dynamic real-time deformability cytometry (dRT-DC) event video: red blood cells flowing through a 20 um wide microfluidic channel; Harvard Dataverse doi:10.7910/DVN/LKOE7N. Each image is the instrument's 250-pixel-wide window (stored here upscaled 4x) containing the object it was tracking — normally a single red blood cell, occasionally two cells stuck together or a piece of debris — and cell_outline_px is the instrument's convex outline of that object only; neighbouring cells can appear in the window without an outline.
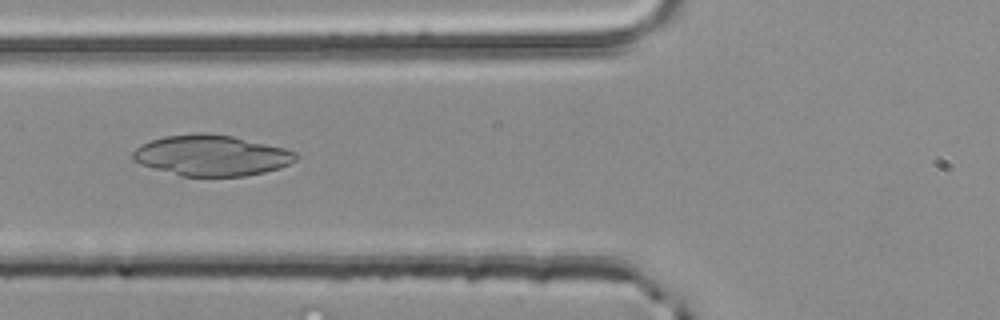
{"species": "common noctule bat (a hibernating species)", "species_latin": "Nyctalus noctula", "temperature_condition": "room temperature", "stored_images_in_passage": 33, "camera_frame_rate_fps": 3000, "um_per_image_px": 0.085, "animal": {"sex": "male", "body_mass_g": 20.4}, "frame": {"image": 1, "passage_image": 4, "time_ms": 1.0, "image_size_px": [1000, 320], "cell_outline_px": [[300, 156], [296, 160], [280, 168], [264, 172], [244, 176], [180, 176], [140, 164], [132, 160], [132, 152], [140, 144], [164, 136], [196, 132], [204, 132], [232, 136], [284, 148], [296, 152]], "centroid_in_image_um": [17.96, 13.21], "position_along_channel_um": 107.8, "area_um2": 38.84}}
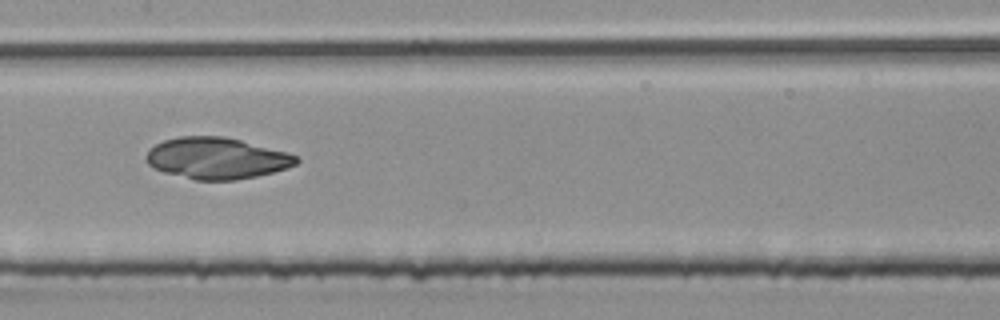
{"frame": {"image": 2, "passage_image": 10, "time_ms": 3.0, "image_size_px": [1000, 320], "cell_outline_px": [[300, 160], [296, 164], [288, 168], [256, 176], [236, 180], [196, 180], [164, 172], [152, 168], [148, 164], [144, 156], [156, 144], [164, 140], [176, 136], [224, 136], [288, 152], [296, 156]], "centroid_in_image_um": [18.41, 13.45], "position_along_channel_um": 189.0, "area_um2": 36.24}}
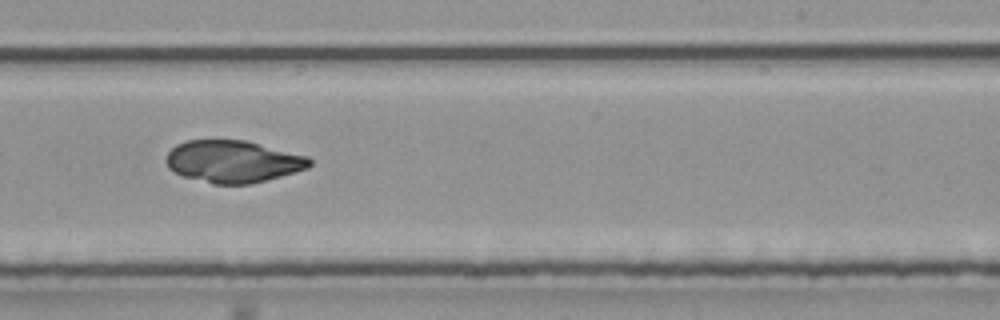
{"frame": {"image": 3, "passage_image": 16, "time_ms": 5.0, "image_size_px": [1000, 320], "cell_outline_px": [[312, 164], [308, 168], [268, 180], [248, 184], [216, 184], [184, 176], [168, 168], [164, 160], [168, 152], [176, 144], [188, 140], [216, 136], [244, 140], [308, 156], [312, 160]], "centroid_in_image_um": [19.78, 13.68], "position_along_channel_um": 269.2, "area_um2": 35.95}}